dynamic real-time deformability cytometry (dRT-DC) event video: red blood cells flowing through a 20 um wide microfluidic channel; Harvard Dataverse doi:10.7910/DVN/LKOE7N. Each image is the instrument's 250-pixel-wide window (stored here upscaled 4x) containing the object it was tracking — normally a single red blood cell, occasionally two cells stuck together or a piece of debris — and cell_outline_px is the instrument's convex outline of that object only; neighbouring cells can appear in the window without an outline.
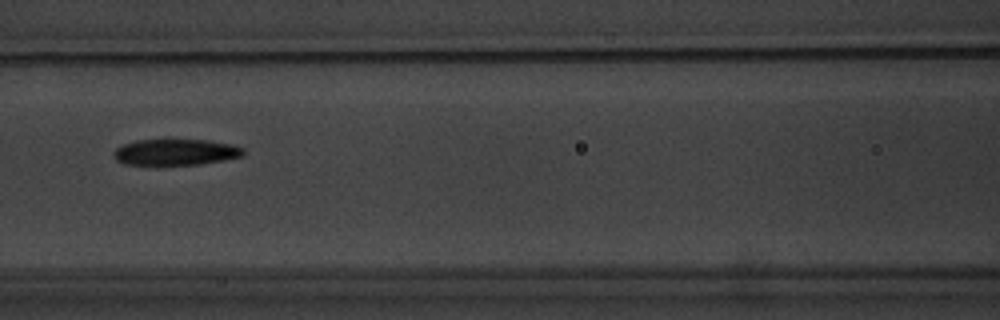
{"species": "common noctule bat (a hibernating species)", "species_latin": "Nyctalus noctula", "temperature_condition": "warm", "stored_images_in_passage": 5, "camera_frame_rate_fps": 3000, "um_per_image_px": 0.085, "animal": {"sex": "male", "body_mass_g": 20.1, "forearm_length_mm": 53.5}, "frame": {"image": 1, "passage_image": 3, "time_ms": 2.667, "image_size_px": [1000, 320], "cell_outline_px": [[244, 156], [224, 160], [200, 164], [160, 168], [124, 164], [116, 160], [112, 156], [112, 152], [116, 148], [124, 144], [136, 140], [208, 140], [232, 144], [244, 148]], "centroid_in_image_um": [14.87, 12.98], "position_along_channel_um": 151.7, "area_um2": 20.81}}
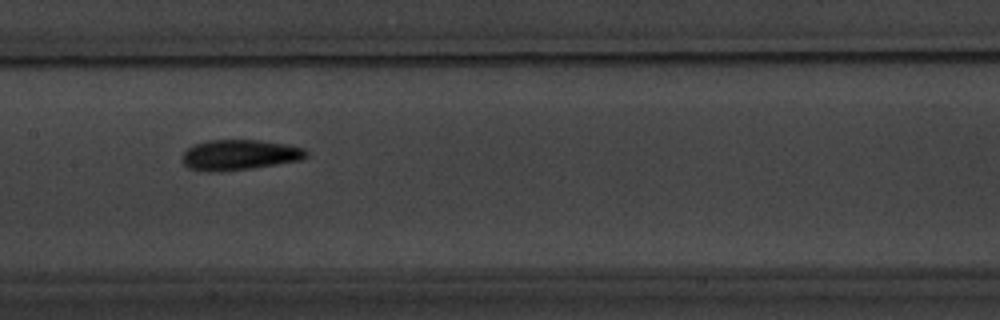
{"frame": {"image": 2, "passage_image": 4, "time_ms": 3.667, "image_size_px": [1000, 320], "cell_outline_px": [[308, 156], [300, 160], [252, 168], [220, 172], [208, 172], [188, 168], [180, 160], [180, 156], [188, 148], [196, 144], [208, 140], [260, 140], [284, 144], [304, 148], [308, 152]], "centroid_in_image_um": [20.31, 13.17], "position_along_channel_um": 187.1, "area_um2": 22.08}}